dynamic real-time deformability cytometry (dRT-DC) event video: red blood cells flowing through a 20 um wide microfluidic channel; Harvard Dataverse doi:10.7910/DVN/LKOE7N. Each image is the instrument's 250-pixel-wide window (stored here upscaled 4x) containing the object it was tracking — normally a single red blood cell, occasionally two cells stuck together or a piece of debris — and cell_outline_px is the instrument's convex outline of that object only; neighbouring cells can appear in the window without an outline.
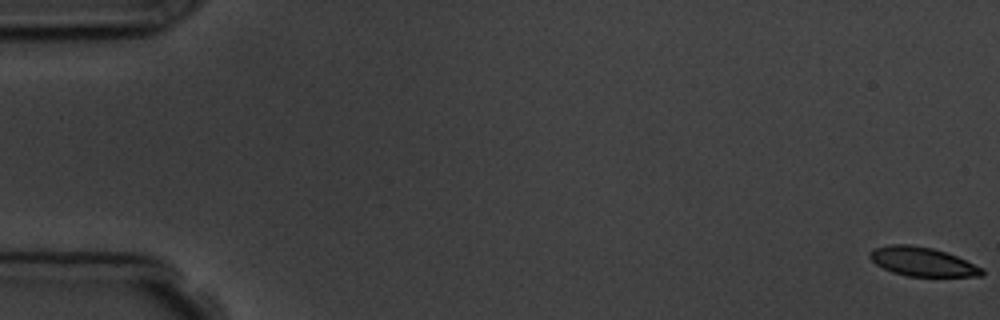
{"species": "common noctule bat (a hibernating species)", "species_latin": "Nyctalus noctula", "temperature_condition": "room temperature", "stored_images_in_passage": 5, "camera_frame_rate_fps": 3000, "um_per_image_px": 0.085, "animal": {"sex": "male", "body_mass_g": 19.5, "forearm_length_mm": 54.6}, "frame": {"image": 1, "passage_image": 1, "time_ms": 0.0, "image_size_px": [1000, 320], "cell_outline_px": [[984, 276], [908, 276], [892, 272], [876, 264], [868, 256], [868, 252], [872, 248], [888, 244], [908, 244], [932, 248], [956, 256], [984, 268]], "centroid_in_image_um": [78.37, 22.23], "position_along_channel_um": 6.6, "area_um2": 18.96}}
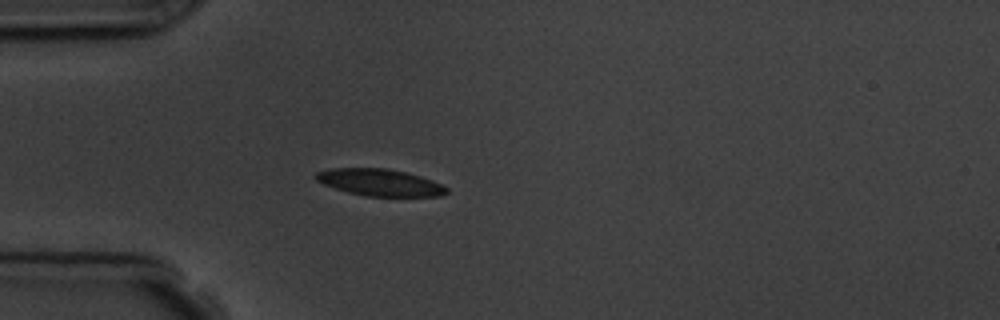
{"frame": {"image": 2, "passage_image": 5, "time_ms": 5.333, "image_size_px": [1000, 320], "cell_outline_px": [[448, 192], [440, 196], [368, 196], [348, 192], [324, 184], [316, 180], [312, 176], [316, 172], [332, 168], [388, 168], [420, 176], [432, 180], [448, 188]], "centroid_in_image_um": [32.27, 15.5], "position_along_channel_um": 52.7, "area_um2": 20.35}}